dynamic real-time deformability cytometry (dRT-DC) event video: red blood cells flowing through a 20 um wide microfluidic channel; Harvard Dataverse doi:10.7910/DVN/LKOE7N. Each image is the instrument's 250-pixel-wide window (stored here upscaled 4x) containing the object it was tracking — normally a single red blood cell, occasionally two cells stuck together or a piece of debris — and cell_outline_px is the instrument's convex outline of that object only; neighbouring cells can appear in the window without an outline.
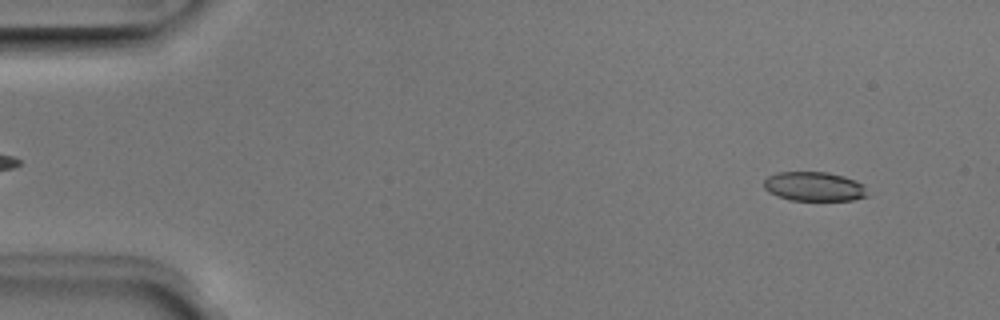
{"species": "Egyptian fruit bat (a non-hibernating species)", "species_latin": "Rousettus aegyptiacus", "temperature_condition": "room temperature", "stored_images_in_passage": 51, "camera_frame_rate_fps": 3000, "um_per_image_px": 0.085, "animal": {"sex": "male"}, "frame": {"image": 1, "passage_image": 4, "time_ms": 1.0, "image_size_px": [1000, 320], "cell_outline_px": [[868, 196], [852, 200], [788, 200], [776, 196], [768, 192], [764, 188], [764, 180], [768, 176], [776, 172], [828, 172], [844, 176], [856, 180], [864, 184]], "centroid_in_image_um": [69.19, 15.85], "position_along_channel_um": 15.8, "area_um2": 17.86}}
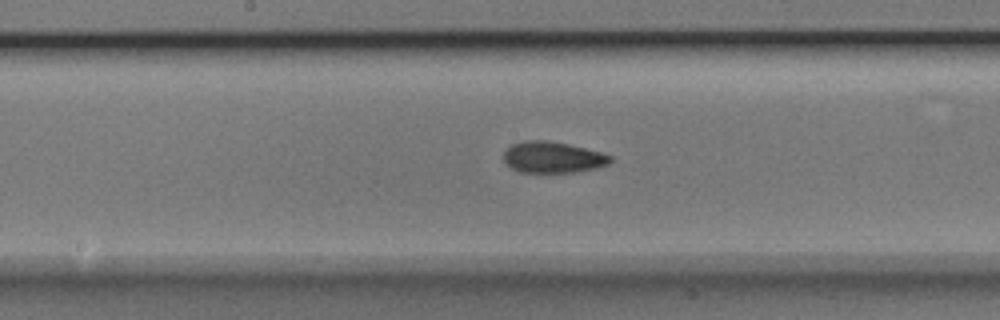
{"frame": {"image": 2, "passage_image": 26, "time_ms": 8.333, "image_size_px": [1000, 320], "cell_outline_px": [[612, 160], [608, 164], [596, 168], [572, 172], [520, 172], [504, 164], [504, 152], [512, 144], [524, 140], [548, 140], [568, 144], [600, 152], [612, 156]], "centroid_in_image_um": [46.96, 13.36], "position_along_channel_um": 201.2, "area_um2": 19.36}}
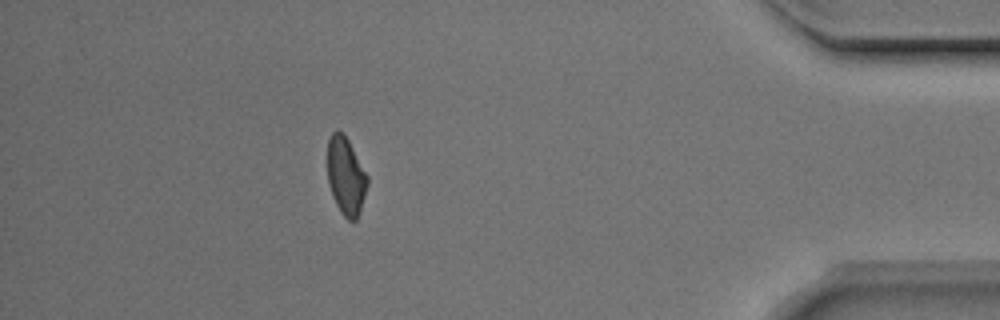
{"frame": {"image": 3, "passage_image": 45, "time_ms": 14.667, "image_size_px": [1000, 320], "cell_outline_px": [[368, 184], [360, 212], [356, 220], [348, 220], [340, 212], [332, 196], [328, 184], [328, 140], [332, 132], [336, 128], [344, 132], [368, 176]], "centroid_in_image_um": [29.4, 14.94], "position_along_channel_um": 405.8, "area_um2": 18.26}, "authors_computed_cell_mechanics": {"area_um2": 18.9584, "velocity_mm_per_s": 3.9852, "shape_relaxation_time_tau1_ms": 3.5233, "shape_relaxation_time_tau2_ms": 2.6193, "deformation_change_tau1": 0.1063, "deformation_change_tau2": 0.0812}}